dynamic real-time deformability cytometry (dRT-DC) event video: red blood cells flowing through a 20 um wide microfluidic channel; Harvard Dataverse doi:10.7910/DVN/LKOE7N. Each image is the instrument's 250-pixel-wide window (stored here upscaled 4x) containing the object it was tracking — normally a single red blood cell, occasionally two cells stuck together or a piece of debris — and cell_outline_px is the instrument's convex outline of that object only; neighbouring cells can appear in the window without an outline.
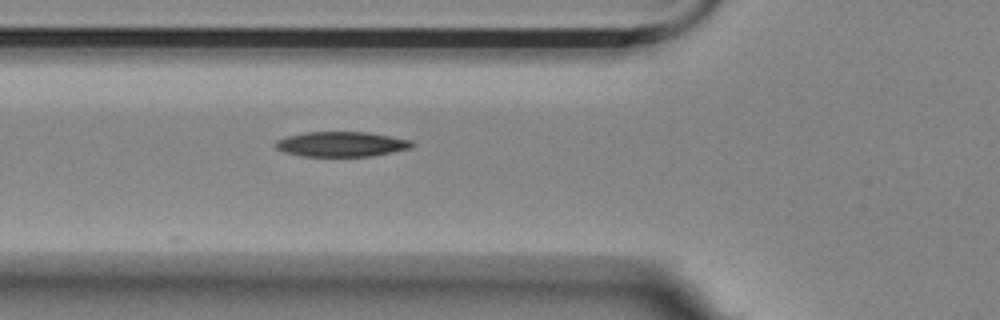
{"species": "Egyptian fruit bat (a non-hibernating species)", "species_latin": "Rousettus aegyptiacus", "temperature_condition": "room temperature", "stored_images_in_passage": 4, "camera_frame_rate_fps": 3000, "um_per_image_px": 0.085, "animal": {"sex": "female"}, "frame": {"image": 1, "passage_image": 4, "time_ms": 3.333, "image_size_px": [1000, 320], "cell_outline_px": [[416, 144], [412, 148], [372, 156], [304, 156], [284, 152], [276, 148], [276, 140], [288, 136], [304, 132], [368, 132], [412, 140]], "centroid_in_image_um": [29.07, 12.25], "position_along_channel_um": 96.7, "area_um2": 19.88}}